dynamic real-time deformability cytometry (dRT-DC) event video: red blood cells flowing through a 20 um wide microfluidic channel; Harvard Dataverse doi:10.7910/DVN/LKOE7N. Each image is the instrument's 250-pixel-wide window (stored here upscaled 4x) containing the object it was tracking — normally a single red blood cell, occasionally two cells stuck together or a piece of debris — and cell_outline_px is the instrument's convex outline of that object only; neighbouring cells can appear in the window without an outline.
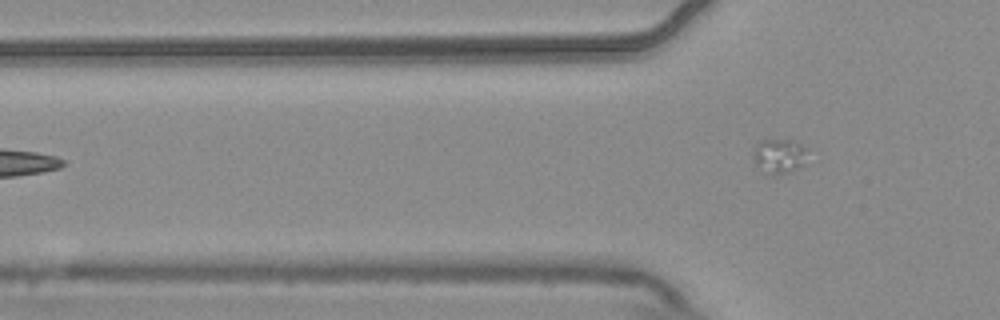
{"species": "common noctule bat (a hibernating species)", "species_latin": "Nyctalus noctula", "temperature_condition": "warm", "stored_images_in_passage": 7, "segment_of_instrument_passage": [2, 2], "camera_frame_rate_fps": 3000, "um_per_image_px": 0.085, "animal": {"sex": "male", "body_mass_g": 20.4}, "frame": {"image": 1, "passage_image": 7, "time_ms": 2.0, "image_size_px": [1000, 320], "cell_outline_px": [[812, 148], [804, 164], [788, 172], [772, 176], [760, 172], [752, 156], [752, 148], [760, 140], [792, 140]], "centroid_in_image_um": [66.25, 13.26], "position_along_channel_um": 59.6, "area_um2": 11.62}}